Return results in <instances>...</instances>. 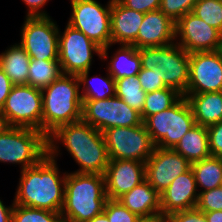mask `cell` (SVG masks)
<instances>
[{"label":"cell","mask_w":222,"mask_h":222,"mask_svg":"<svg viewBox=\"0 0 222 222\" xmlns=\"http://www.w3.org/2000/svg\"><path fill=\"white\" fill-rule=\"evenodd\" d=\"M48 155L57 160L59 144L78 164V173L104 175L110 161L103 133L83 120L56 128L47 136Z\"/></svg>","instance_id":"6da1fadb"},{"label":"cell","mask_w":222,"mask_h":222,"mask_svg":"<svg viewBox=\"0 0 222 222\" xmlns=\"http://www.w3.org/2000/svg\"><path fill=\"white\" fill-rule=\"evenodd\" d=\"M20 173L14 204L61 212L67 172L60 174L57 160L47 154L39 163Z\"/></svg>","instance_id":"7a4b0ae2"},{"label":"cell","mask_w":222,"mask_h":222,"mask_svg":"<svg viewBox=\"0 0 222 222\" xmlns=\"http://www.w3.org/2000/svg\"><path fill=\"white\" fill-rule=\"evenodd\" d=\"M107 200L104 175L67 172L61 209L64 222L91 220L104 211Z\"/></svg>","instance_id":"3957f363"},{"label":"cell","mask_w":222,"mask_h":222,"mask_svg":"<svg viewBox=\"0 0 222 222\" xmlns=\"http://www.w3.org/2000/svg\"><path fill=\"white\" fill-rule=\"evenodd\" d=\"M42 92V133L82 120L83 101L77 75L62 74Z\"/></svg>","instance_id":"277c9868"},{"label":"cell","mask_w":222,"mask_h":222,"mask_svg":"<svg viewBox=\"0 0 222 222\" xmlns=\"http://www.w3.org/2000/svg\"><path fill=\"white\" fill-rule=\"evenodd\" d=\"M48 154L47 136L41 131L7 126L0 132V162L33 167Z\"/></svg>","instance_id":"5b68a950"},{"label":"cell","mask_w":222,"mask_h":222,"mask_svg":"<svg viewBox=\"0 0 222 222\" xmlns=\"http://www.w3.org/2000/svg\"><path fill=\"white\" fill-rule=\"evenodd\" d=\"M138 50L141 68H159L165 86L184 96L189 82V53L176 42L163 47H143Z\"/></svg>","instance_id":"8992f818"},{"label":"cell","mask_w":222,"mask_h":222,"mask_svg":"<svg viewBox=\"0 0 222 222\" xmlns=\"http://www.w3.org/2000/svg\"><path fill=\"white\" fill-rule=\"evenodd\" d=\"M70 4L72 13L67 23L100 46L101 61H107L108 50L112 46L110 26L112 0H109L105 6L96 0H71Z\"/></svg>","instance_id":"52a82bcc"},{"label":"cell","mask_w":222,"mask_h":222,"mask_svg":"<svg viewBox=\"0 0 222 222\" xmlns=\"http://www.w3.org/2000/svg\"><path fill=\"white\" fill-rule=\"evenodd\" d=\"M143 123L152 142L160 148H174L196 124L192 109L185 96H182L169 109L148 116Z\"/></svg>","instance_id":"ba28073f"},{"label":"cell","mask_w":222,"mask_h":222,"mask_svg":"<svg viewBox=\"0 0 222 222\" xmlns=\"http://www.w3.org/2000/svg\"><path fill=\"white\" fill-rule=\"evenodd\" d=\"M7 126L42 132V92L30 85H14L1 111Z\"/></svg>","instance_id":"9c48e42d"},{"label":"cell","mask_w":222,"mask_h":222,"mask_svg":"<svg viewBox=\"0 0 222 222\" xmlns=\"http://www.w3.org/2000/svg\"><path fill=\"white\" fill-rule=\"evenodd\" d=\"M82 101V120L102 133L112 127H132L143 123L140 113L117 96Z\"/></svg>","instance_id":"30bf717a"},{"label":"cell","mask_w":222,"mask_h":222,"mask_svg":"<svg viewBox=\"0 0 222 222\" xmlns=\"http://www.w3.org/2000/svg\"><path fill=\"white\" fill-rule=\"evenodd\" d=\"M103 136L110 159L146 163L156 147L144 123L132 127H112L105 130Z\"/></svg>","instance_id":"8fae6325"},{"label":"cell","mask_w":222,"mask_h":222,"mask_svg":"<svg viewBox=\"0 0 222 222\" xmlns=\"http://www.w3.org/2000/svg\"><path fill=\"white\" fill-rule=\"evenodd\" d=\"M58 26L51 16H26L21 26L19 44L31 59L58 60Z\"/></svg>","instance_id":"7c38bea8"},{"label":"cell","mask_w":222,"mask_h":222,"mask_svg":"<svg viewBox=\"0 0 222 222\" xmlns=\"http://www.w3.org/2000/svg\"><path fill=\"white\" fill-rule=\"evenodd\" d=\"M59 63L63 74L78 75L91 70L93 55L101 58L102 48L90 40L80 30L67 23L65 30L59 31Z\"/></svg>","instance_id":"4fadbf2b"},{"label":"cell","mask_w":222,"mask_h":222,"mask_svg":"<svg viewBox=\"0 0 222 222\" xmlns=\"http://www.w3.org/2000/svg\"><path fill=\"white\" fill-rule=\"evenodd\" d=\"M175 39L179 46L191 54L216 51L221 45L222 34L190 12L175 23Z\"/></svg>","instance_id":"5bb4252c"},{"label":"cell","mask_w":222,"mask_h":222,"mask_svg":"<svg viewBox=\"0 0 222 222\" xmlns=\"http://www.w3.org/2000/svg\"><path fill=\"white\" fill-rule=\"evenodd\" d=\"M222 91V59L216 51L189 54V82L185 94Z\"/></svg>","instance_id":"9a60e30c"},{"label":"cell","mask_w":222,"mask_h":222,"mask_svg":"<svg viewBox=\"0 0 222 222\" xmlns=\"http://www.w3.org/2000/svg\"><path fill=\"white\" fill-rule=\"evenodd\" d=\"M191 168V163L173 148L155 147L145 163V177L161 194L175 178Z\"/></svg>","instance_id":"2e32d148"},{"label":"cell","mask_w":222,"mask_h":222,"mask_svg":"<svg viewBox=\"0 0 222 222\" xmlns=\"http://www.w3.org/2000/svg\"><path fill=\"white\" fill-rule=\"evenodd\" d=\"M104 179L107 198L118 199L146 180L145 163L129 159H110Z\"/></svg>","instance_id":"e0dca14e"},{"label":"cell","mask_w":222,"mask_h":222,"mask_svg":"<svg viewBox=\"0 0 222 222\" xmlns=\"http://www.w3.org/2000/svg\"><path fill=\"white\" fill-rule=\"evenodd\" d=\"M198 196L195 175L190 168L177 176L169 187L160 194L161 214L168 216L176 211L196 208Z\"/></svg>","instance_id":"ac0fdd59"},{"label":"cell","mask_w":222,"mask_h":222,"mask_svg":"<svg viewBox=\"0 0 222 222\" xmlns=\"http://www.w3.org/2000/svg\"><path fill=\"white\" fill-rule=\"evenodd\" d=\"M175 40V22L158 9L144 14L138 36L131 45L137 49L163 47Z\"/></svg>","instance_id":"d6986e66"},{"label":"cell","mask_w":222,"mask_h":222,"mask_svg":"<svg viewBox=\"0 0 222 222\" xmlns=\"http://www.w3.org/2000/svg\"><path fill=\"white\" fill-rule=\"evenodd\" d=\"M144 13L123 6L112 0L111 6V44L131 45L138 36Z\"/></svg>","instance_id":"ffe728a7"},{"label":"cell","mask_w":222,"mask_h":222,"mask_svg":"<svg viewBox=\"0 0 222 222\" xmlns=\"http://www.w3.org/2000/svg\"><path fill=\"white\" fill-rule=\"evenodd\" d=\"M117 200L138 217L161 213L160 194L147 180H144Z\"/></svg>","instance_id":"44dd1931"},{"label":"cell","mask_w":222,"mask_h":222,"mask_svg":"<svg viewBox=\"0 0 222 222\" xmlns=\"http://www.w3.org/2000/svg\"><path fill=\"white\" fill-rule=\"evenodd\" d=\"M196 124L208 127L222 121V91L184 94Z\"/></svg>","instance_id":"7402d4cb"},{"label":"cell","mask_w":222,"mask_h":222,"mask_svg":"<svg viewBox=\"0 0 222 222\" xmlns=\"http://www.w3.org/2000/svg\"><path fill=\"white\" fill-rule=\"evenodd\" d=\"M30 59L25 49L15 43L0 54V68L14 85H28Z\"/></svg>","instance_id":"603a6c76"},{"label":"cell","mask_w":222,"mask_h":222,"mask_svg":"<svg viewBox=\"0 0 222 222\" xmlns=\"http://www.w3.org/2000/svg\"><path fill=\"white\" fill-rule=\"evenodd\" d=\"M173 149L190 163L210 157L207 127L195 124Z\"/></svg>","instance_id":"cb8c5ba5"},{"label":"cell","mask_w":222,"mask_h":222,"mask_svg":"<svg viewBox=\"0 0 222 222\" xmlns=\"http://www.w3.org/2000/svg\"><path fill=\"white\" fill-rule=\"evenodd\" d=\"M106 71L117 80L122 77L138 75L141 69L139 50L133 45L120 44L111 55Z\"/></svg>","instance_id":"d4e9b609"},{"label":"cell","mask_w":222,"mask_h":222,"mask_svg":"<svg viewBox=\"0 0 222 222\" xmlns=\"http://www.w3.org/2000/svg\"><path fill=\"white\" fill-rule=\"evenodd\" d=\"M89 73L90 70H87L77 75L80 89H82L80 91L82 100H100L116 96V83L108 72L105 77L93 76L91 78Z\"/></svg>","instance_id":"484cf974"},{"label":"cell","mask_w":222,"mask_h":222,"mask_svg":"<svg viewBox=\"0 0 222 222\" xmlns=\"http://www.w3.org/2000/svg\"><path fill=\"white\" fill-rule=\"evenodd\" d=\"M197 188L204 192L222 186V158L210 156L191 163ZM203 189V190H202Z\"/></svg>","instance_id":"4316f807"},{"label":"cell","mask_w":222,"mask_h":222,"mask_svg":"<svg viewBox=\"0 0 222 222\" xmlns=\"http://www.w3.org/2000/svg\"><path fill=\"white\" fill-rule=\"evenodd\" d=\"M28 85L43 89L63 72L58 60L30 59Z\"/></svg>","instance_id":"83f0119b"},{"label":"cell","mask_w":222,"mask_h":222,"mask_svg":"<svg viewBox=\"0 0 222 222\" xmlns=\"http://www.w3.org/2000/svg\"><path fill=\"white\" fill-rule=\"evenodd\" d=\"M115 83L116 96L141 114L146 92L142 89L138 76L122 77L115 80Z\"/></svg>","instance_id":"f1b7e54d"},{"label":"cell","mask_w":222,"mask_h":222,"mask_svg":"<svg viewBox=\"0 0 222 222\" xmlns=\"http://www.w3.org/2000/svg\"><path fill=\"white\" fill-rule=\"evenodd\" d=\"M181 97L182 95L178 91L169 87L146 93L144 106L140 114L142 121L148 116L169 109Z\"/></svg>","instance_id":"f546056e"},{"label":"cell","mask_w":222,"mask_h":222,"mask_svg":"<svg viewBox=\"0 0 222 222\" xmlns=\"http://www.w3.org/2000/svg\"><path fill=\"white\" fill-rule=\"evenodd\" d=\"M12 222H64L61 212L14 204Z\"/></svg>","instance_id":"4dcf8cb0"},{"label":"cell","mask_w":222,"mask_h":222,"mask_svg":"<svg viewBox=\"0 0 222 222\" xmlns=\"http://www.w3.org/2000/svg\"><path fill=\"white\" fill-rule=\"evenodd\" d=\"M192 13L222 34V0H197Z\"/></svg>","instance_id":"1f68e13d"},{"label":"cell","mask_w":222,"mask_h":222,"mask_svg":"<svg viewBox=\"0 0 222 222\" xmlns=\"http://www.w3.org/2000/svg\"><path fill=\"white\" fill-rule=\"evenodd\" d=\"M197 0H161L160 10L175 23L185 14L192 12Z\"/></svg>","instance_id":"d6a6232c"},{"label":"cell","mask_w":222,"mask_h":222,"mask_svg":"<svg viewBox=\"0 0 222 222\" xmlns=\"http://www.w3.org/2000/svg\"><path fill=\"white\" fill-rule=\"evenodd\" d=\"M103 212L106 214L109 222H136L139 218L117 199H108Z\"/></svg>","instance_id":"836d02e7"},{"label":"cell","mask_w":222,"mask_h":222,"mask_svg":"<svg viewBox=\"0 0 222 222\" xmlns=\"http://www.w3.org/2000/svg\"><path fill=\"white\" fill-rule=\"evenodd\" d=\"M196 208L201 212L222 211V186L199 192Z\"/></svg>","instance_id":"e575fe53"},{"label":"cell","mask_w":222,"mask_h":222,"mask_svg":"<svg viewBox=\"0 0 222 222\" xmlns=\"http://www.w3.org/2000/svg\"><path fill=\"white\" fill-rule=\"evenodd\" d=\"M137 76L142 89L146 93L166 88L165 83L159 74V68L157 67L153 68L152 70L141 68Z\"/></svg>","instance_id":"d590c367"},{"label":"cell","mask_w":222,"mask_h":222,"mask_svg":"<svg viewBox=\"0 0 222 222\" xmlns=\"http://www.w3.org/2000/svg\"><path fill=\"white\" fill-rule=\"evenodd\" d=\"M210 155L222 158V121L207 127Z\"/></svg>","instance_id":"8d00e7d4"},{"label":"cell","mask_w":222,"mask_h":222,"mask_svg":"<svg viewBox=\"0 0 222 222\" xmlns=\"http://www.w3.org/2000/svg\"><path fill=\"white\" fill-rule=\"evenodd\" d=\"M168 222H207L203 212L197 208L170 213Z\"/></svg>","instance_id":"74e56055"},{"label":"cell","mask_w":222,"mask_h":222,"mask_svg":"<svg viewBox=\"0 0 222 222\" xmlns=\"http://www.w3.org/2000/svg\"><path fill=\"white\" fill-rule=\"evenodd\" d=\"M123 6L139 11L142 13H147L150 11H155L160 8L161 0H118Z\"/></svg>","instance_id":"f35d334b"},{"label":"cell","mask_w":222,"mask_h":222,"mask_svg":"<svg viewBox=\"0 0 222 222\" xmlns=\"http://www.w3.org/2000/svg\"><path fill=\"white\" fill-rule=\"evenodd\" d=\"M27 5L26 16H49L43 7L48 3L49 0H22Z\"/></svg>","instance_id":"ab89813d"},{"label":"cell","mask_w":222,"mask_h":222,"mask_svg":"<svg viewBox=\"0 0 222 222\" xmlns=\"http://www.w3.org/2000/svg\"><path fill=\"white\" fill-rule=\"evenodd\" d=\"M14 84L11 82L9 77L0 68V111L4 106L7 96L12 90Z\"/></svg>","instance_id":"60d3db41"},{"label":"cell","mask_w":222,"mask_h":222,"mask_svg":"<svg viewBox=\"0 0 222 222\" xmlns=\"http://www.w3.org/2000/svg\"><path fill=\"white\" fill-rule=\"evenodd\" d=\"M12 205L6 206L0 199V222H12V210L14 203Z\"/></svg>","instance_id":"b9f144b4"},{"label":"cell","mask_w":222,"mask_h":222,"mask_svg":"<svg viewBox=\"0 0 222 222\" xmlns=\"http://www.w3.org/2000/svg\"><path fill=\"white\" fill-rule=\"evenodd\" d=\"M136 222H168V218L161 213L147 216V217H139Z\"/></svg>","instance_id":"7bdbcfd3"},{"label":"cell","mask_w":222,"mask_h":222,"mask_svg":"<svg viewBox=\"0 0 222 222\" xmlns=\"http://www.w3.org/2000/svg\"><path fill=\"white\" fill-rule=\"evenodd\" d=\"M207 222H222V211L203 212Z\"/></svg>","instance_id":"ee69618b"},{"label":"cell","mask_w":222,"mask_h":222,"mask_svg":"<svg viewBox=\"0 0 222 222\" xmlns=\"http://www.w3.org/2000/svg\"><path fill=\"white\" fill-rule=\"evenodd\" d=\"M87 222H109V220L106 214L102 212Z\"/></svg>","instance_id":"f6af8a7d"},{"label":"cell","mask_w":222,"mask_h":222,"mask_svg":"<svg viewBox=\"0 0 222 222\" xmlns=\"http://www.w3.org/2000/svg\"><path fill=\"white\" fill-rule=\"evenodd\" d=\"M7 127V124L5 122L4 116L2 115V113L0 112V132Z\"/></svg>","instance_id":"bcb514c9"},{"label":"cell","mask_w":222,"mask_h":222,"mask_svg":"<svg viewBox=\"0 0 222 222\" xmlns=\"http://www.w3.org/2000/svg\"><path fill=\"white\" fill-rule=\"evenodd\" d=\"M217 52L219 53V55L222 59V42H221V45L218 47Z\"/></svg>","instance_id":"7dc6e473"}]
</instances>
